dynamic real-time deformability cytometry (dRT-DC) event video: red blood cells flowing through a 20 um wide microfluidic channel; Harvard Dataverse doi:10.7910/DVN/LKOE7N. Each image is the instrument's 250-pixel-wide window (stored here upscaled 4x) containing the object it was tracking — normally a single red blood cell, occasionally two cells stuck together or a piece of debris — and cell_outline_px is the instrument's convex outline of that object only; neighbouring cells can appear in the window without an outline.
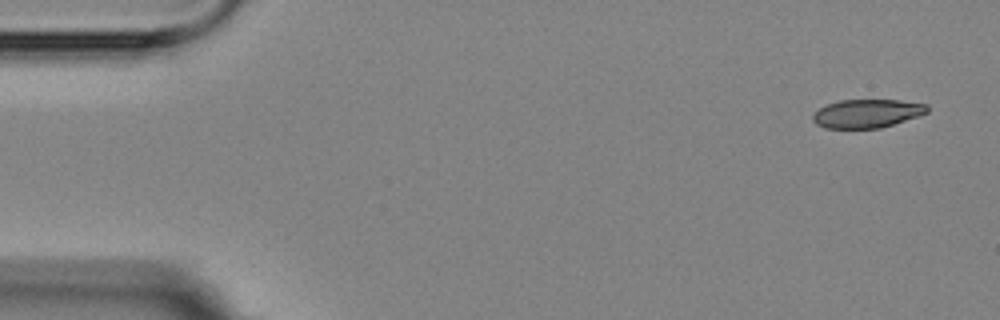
{"species": "Egyptian fruit bat (a non-hibernating species)", "species_latin": "Rousettus aegyptiacus", "temperature_condition": "room temperature", "stored_images_in_passage": 5, "camera_frame_rate_fps": 3000, "um_per_image_px": 0.085, "animal": {"sex": "female"}, "frame": {"image": 1, "passage_image": 1, "time_ms": 0.0, "image_size_px": [1000, 320], "cell_outline_px": [[928, 112], [920, 116], [880, 128], [824, 128], [816, 124], [812, 120], [812, 116], [820, 108], [828, 104], [840, 100], [900, 100], [928, 104]], "centroid_in_image_um": [73.72, 9.65], "position_along_channel_um": 11.3, "area_um2": 19.02}}
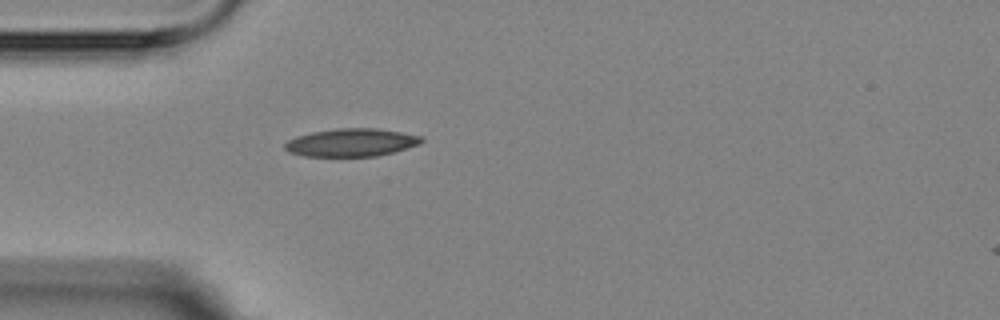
{"frame": {"image": 2, "passage_image": 5, "time_ms": 4.333, "image_size_px": [1000, 320], "cell_outline_px": [[424, 140], [420, 144], [392, 152], [376, 156], [304, 156], [288, 152], [284, 148], [284, 144], [288, 140], [296, 136], [312, 132], [336, 128], [376, 128], [424, 136]], "centroid_in_image_um": [29.86, 12.11], "position_along_channel_um": 55.1, "area_um2": 22.25}}